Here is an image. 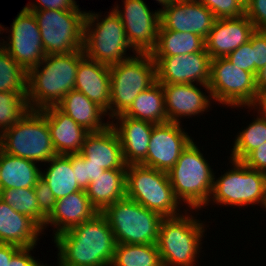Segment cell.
Listing matches in <instances>:
<instances>
[{
  "instance_id": "7a4b0ae2",
  "label": "cell",
  "mask_w": 266,
  "mask_h": 266,
  "mask_svg": "<svg viewBox=\"0 0 266 266\" xmlns=\"http://www.w3.org/2000/svg\"><path fill=\"white\" fill-rule=\"evenodd\" d=\"M83 50L46 55L27 72V103L30 110L56 106L74 90L79 59Z\"/></svg>"
},
{
  "instance_id": "8d00e7d4",
  "label": "cell",
  "mask_w": 266,
  "mask_h": 266,
  "mask_svg": "<svg viewBox=\"0 0 266 266\" xmlns=\"http://www.w3.org/2000/svg\"><path fill=\"white\" fill-rule=\"evenodd\" d=\"M72 169L75 171L76 182L79 187L85 190L91 181L105 172V169L100 165L87 163V158L83 157L80 153L71 154Z\"/></svg>"
},
{
  "instance_id": "e0dca14e",
  "label": "cell",
  "mask_w": 266,
  "mask_h": 266,
  "mask_svg": "<svg viewBox=\"0 0 266 266\" xmlns=\"http://www.w3.org/2000/svg\"><path fill=\"white\" fill-rule=\"evenodd\" d=\"M216 20L213 13L197 0H177L160 9V23L168 30L191 32L207 38Z\"/></svg>"
},
{
  "instance_id": "ab89813d",
  "label": "cell",
  "mask_w": 266,
  "mask_h": 266,
  "mask_svg": "<svg viewBox=\"0 0 266 266\" xmlns=\"http://www.w3.org/2000/svg\"><path fill=\"white\" fill-rule=\"evenodd\" d=\"M233 65H237L238 68L246 70L253 74V50H252V35L250 40L226 57Z\"/></svg>"
},
{
  "instance_id": "cb8c5ba5",
  "label": "cell",
  "mask_w": 266,
  "mask_h": 266,
  "mask_svg": "<svg viewBox=\"0 0 266 266\" xmlns=\"http://www.w3.org/2000/svg\"><path fill=\"white\" fill-rule=\"evenodd\" d=\"M47 118L51 140L57 154L80 153L89 133L57 106L42 109Z\"/></svg>"
},
{
  "instance_id": "9c48e42d",
  "label": "cell",
  "mask_w": 266,
  "mask_h": 266,
  "mask_svg": "<svg viewBox=\"0 0 266 266\" xmlns=\"http://www.w3.org/2000/svg\"><path fill=\"white\" fill-rule=\"evenodd\" d=\"M101 213L109 222L116 244H156L164 218L126 197Z\"/></svg>"
},
{
  "instance_id": "d4e9b609",
  "label": "cell",
  "mask_w": 266,
  "mask_h": 266,
  "mask_svg": "<svg viewBox=\"0 0 266 266\" xmlns=\"http://www.w3.org/2000/svg\"><path fill=\"white\" fill-rule=\"evenodd\" d=\"M42 228L30 217L14 211L0 199V244L20 248L36 246Z\"/></svg>"
},
{
  "instance_id": "b9f144b4",
  "label": "cell",
  "mask_w": 266,
  "mask_h": 266,
  "mask_svg": "<svg viewBox=\"0 0 266 266\" xmlns=\"http://www.w3.org/2000/svg\"><path fill=\"white\" fill-rule=\"evenodd\" d=\"M245 15L256 30L266 31V0H249L245 4Z\"/></svg>"
},
{
  "instance_id": "6da1fadb",
  "label": "cell",
  "mask_w": 266,
  "mask_h": 266,
  "mask_svg": "<svg viewBox=\"0 0 266 266\" xmlns=\"http://www.w3.org/2000/svg\"><path fill=\"white\" fill-rule=\"evenodd\" d=\"M61 266H111L116 241L106 217L93 218L53 238Z\"/></svg>"
},
{
  "instance_id": "c3c4849f",
  "label": "cell",
  "mask_w": 266,
  "mask_h": 266,
  "mask_svg": "<svg viewBox=\"0 0 266 266\" xmlns=\"http://www.w3.org/2000/svg\"><path fill=\"white\" fill-rule=\"evenodd\" d=\"M252 106H266V88L258 92V97Z\"/></svg>"
},
{
  "instance_id": "83f0119b",
  "label": "cell",
  "mask_w": 266,
  "mask_h": 266,
  "mask_svg": "<svg viewBox=\"0 0 266 266\" xmlns=\"http://www.w3.org/2000/svg\"><path fill=\"white\" fill-rule=\"evenodd\" d=\"M91 204L102 212L107 206L126 197V169L105 170L85 189Z\"/></svg>"
},
{
  "instance_id": "816d5d0a",
  "label": "cell",
  "mask_w": 266,
  "mask_h": 266,
  "mask_svg": "<svg viewBox=\"0 0 266 266\" xmlns=\"http://www.w3.org/2000/svg\"><path fill=\"white\" fill-rule=\"evenodd\" d=\"M39 266H49V265H47V263H45V265H44V263H41ZM51 266V265H50ZM53 266V265H52ZM56 266V265H55ZM57 266H61L58 262H57Z\"/></svg>"
},
{
  "instance_id": "d590c367",
  "label": "cell",
  "mask_w": 266,
  "mask_h": 266,
  "mask_svg": "<svg viewBox=\"0 0 266 266\" xmlns=\"http://www.w3.org/2000/svg\"><path fill=\"white\" fill-rule=\"evenodd\" d=\"M0 199L39 225V205L34 188L3 189L0 191Z\"/></svg>"
},
{
  "instance_id": "f5cc1de1",
  "label": "cell",
  "mask_w": 266,
  "mask_h": 266,
  "mask_svg": "<svg viewBox=\"0 0 266 266\" xmlns=\"http://www.w3.org/2000/svg\"><path fill=\"white\" fill-rule=\"evenodd\" d=\"M245 5L249 0H240Z\"/></svg>"
},
{
  "instance_id": "8fae6325",
  "label": "cell",
  "mask_w": 266,
  "mask_h": 266,
  "mask_svg": "<svg viewBox=\"0 0 266 266\" xmlns=\"http://www.w3.org/2000/svg\"><path fill=\"white\" fill-rule=\"evenodd\" d=\"M34 13L46 55L83 50L86 11L40 10Z\"/></svg>"
},
{
  "instance_id": "30bf717a",
  "label": "cell",
  "mask_w": 266,
  "mask_h": 266,
  "mask_svg": "<svg viewBox=\"0 0 266 266\" xmlns=\"http://www.w3.org/2000/svg\"><path fill=\"white\" fill-rule=\"evenodd\" d=\"M156 82L151 54H136L110 66V119L123 114L140 92Z\"/></svg>"
},
{
  "instance_id": "5bb4252c",
  "label": "cell",
  "mask_w": 266,
  "mask_h": 266,
  "mask_svg": "<svg viewBox=\"0 0 266 266\" xmlns=\"http://www.w3.org/2000/svg\"><path fill=\"white\" fill-rule=\"evenodd\" d=\"M113 11L119 16L127 41L137 54H150L156 47L160 27V8L151 11L144 0H123Z\"/></svg>"
},
{
  "instance_id": "3957f363",
  "label": "cell",
  "mask_w": 266,
  "mask_h": 266,
  "mask_svg": "<svg viewBox=\"0 0 266 266\" xmlns=\"http://www.w3.org/2000/svg\"><path fill=\"white\" fill-rule=\"evenodd\" d=\"M192 211L185 208L183 214L161 221L156 245L162 266H196L207 225Z\"/></svg>"
},
{
  "instance_id": "8992f818",
  "label": "cell",
  "mask_w": 266,
  "mask_h": 266,
  "mask_svg": "<svg viewBox=\"0 0 266 266\" xmlns=\"http://www.w3.org/2000/svg\"><path fill=\"white\" fill-rule=\"evenodd\" d=\"M126 198L131 199L164 218L183 214L167 172L142 164L127 165Z\"/></svg>"
},
{
  "instance_id": "44dd1931",
  "label": "cell",
  "mask_w": 266,
  "mask_h": 266,
  "mask_svg": "<svg viewBox=\"0 0 266 266\" xmlns=\"http://www.w3.org/2000/svg\"><path fill=\"white\" fill-rule=\"evenodd\" d=\"M110 66L83 55L79 59L74 90L101 106L110 120Z\"/></svg>"
},
{
  "instance_id": "4dcf8cb0",
  "label": "cell",
  "mask_w": 266,
  "mask_h": 266,
  "mask_svg": "<svg viewBox=\"0 0 266 266\" xmlns=\"http://www.w3.org/2000/svg\"><path fill=\"white\" fill-rule=\"evenodd\" d=\"M206 52L205 39L191 32H177L165 29L161 24L155 49L151 56L185 55Z\"/></svg>"
},
{
  "instance_id": "52a82bcc",
  "label": "cell",
  "mask_w": 266,
  "mask_h": 266,
  "mask_svg": "<svg viewBox=\"0 0 266 266\" xmlns=\"http://www.w3.org/2000/svg\"><path fill=\"white\" fill-rule=\"evenodd\" d=\"M0 149L38 164L44 162L46 166L57 153L44 112L29 109L16 124L0 134Z\"/></svg>"
},
{
  "instance_id": "f907efd6",
  "label": "cell",
  "mask_w": 266,
  "mask_h": 266,
  "mask_svg": "<svg viewBox=\"0 0 266 266\" xmlns=\"http://www.w3.org/2000/svg\"><path fill=\"white\" fill-rule=\"evenodd\" d=\"M158 1L157 3L161 4V6L164 8L167 5H169L173 0H156Z\"/></svg>"
},
{
  "instance_id": "74e56055",
  "label": "cell",
  "mask_w": 266,
  "mask_h": 266,
  "mask_svg": "<svg viewBox=\"0 0 266 266\" xmlns=\"http://www.w3.org/2000/svg\"><path fill=\"white\" fill-rule=\"evenodd\" d=\"M219 18H238L245 15V5L240 0H197Z\"/></svg>"
},
{
  "instance_id": "bcb514c9",
  "label": "cell",
  "mask_w": 266,
  "mask_h": 266,
  "mask_svg": "<svg viewBox=\"0 0 266 266\" xmlns=\"http://www.w3.org/2000/svg\"><path fill=\"white\" fill-rule=\"evenodd\" d=\"M20 249L12 244H0V266H9L10 259Z\"/></svg>"
},
{
  "instance_id": "7c38bea8",
  "label": "cell",
  "mask_w": 266,
  "mask_h": 266,
  "mask_svg": "<svg viewBox=\"0 0 266 266\" xmlns=\"http://www.w3.org/2000/svg\"><path fill=\"white\" fill-rule=\"evenodd\" d=\"M208 86L213 102L233 109L251 107L258 97L256 77L226 57L211 59Z\"/></svg>"
},
{
  "instance_id": "681fc988",
  "label": "cell",
  "mask_w": 266,
  "mask_h": 266,
  "mask_svg": "<svg viewBox=\"0 0 266 266\" xmlns=\"http://www.w3.org/2000/svg\"><path fill=\"white\" fill-rule=\"evenodd\" d=\"M246 109L248 108L250 110L254 109L255 111L266 121V106H251V107H245ZM251 108V109H250Z\"/></svg>"
},
{
  "instance_id": "ba28073f",
  "label": "cell",
  "mask_w": 266,
  "mask_h": 266,
  "mask_svg": "<svg viewBox=\"0 0 266 266\" xmlns=\"http://www.w3.org/2000/svg\"><path fill=\"white\" fill-rule=\"evenodd\" d=\"M228 171L217 178L214 174L213 190L208 201L219 206L250 207L260 205L266 211V173L250 169L242 161L230 159Z\"/></svg>"
},
{
  "instance_id": "603a6c76",
  "label": "cell",
  "mask_w": 266,
  "mask_h": 266,
  "mask_svg": "<svg viewBox=\"0 0 266 266\" xmlns=\"http://www.w3.org/2000/svg\"><path fill=\"white\" fill-rule=\"evenodd\" d=\"M98 213L91 204L85 190H80L57 200L54 210L46 218L42 231L49 227L54 228L55 236L65 232L80 223L90 220Z\"/></svg>"
},
{
  "instance_id": "e575fe53",
  "label": "cell",
  "mask_w": 266,
  "mask_h": 266,
  "mask_svg": "<svg viewBox=\"0 0 266 266\" xmlns=\"http://www.w3.org/2000/svg\"><path fill=\"white\" fill-rule=\"evenodd\" d=\"M26 96L27 93L0 92V134L29 111Z\"/></svg>"
},
{
  "instance_id": "836d02e7",
  "label": "cell",
  "mask_w": 266,
  "mask_h": 266,
  "mask_svg": "<svg viewBox=\"0 0 266 266\" xmlns=\"http://www.w3.org/2000/svg\"><path fill=\"white\" fill-rule=\"evenodd\" d=\"M0 92L27 93V72L1 45Z\"/></svg>"
},
{
  "instance_id": "ffe728a7",
  "label": "cell",
  "mask_w": 266,
  "mask_h": 266,
  "mask_svg": "<svg viewBox=\"0 0 266 266\" xmlns=\"http://www.w3.org/2000/svg\"><path fill=\"white\" fill-rule=\"evenodd\" d=\"M110 122L120 139L126 165L142 164L146 160L151 132L155 124L123 114L117 115Z\"/></svg>"
},
{
  "instance_id": "1f68e13d",
  "label": "cell",
  "mask_w": 266,
  "mask_h": 266,
  "mask_svg": "<svg viewBox=\"0 0 266 266\" xmlns=\"http://www.w3.org/2000/svg\"><path fill=\"white\" fill-rule=\"evenodd\" d=\"M111 266H162L156 244H116Z\"/></svg>"
},
{
  "instance_id": "f6af8a7d",
  "label": "cell",
  "mask_w": 266,
  "mask_h": 266,
  "mask_svg": "<svg viewBox=\"0 0 266 266\" xmlns=\"http://www.w3.org/2000/svg\"><path fill=\"white\" fill-rule=\"evenodd\" d=\"M35 247L20 248L10 259L9 266H39L41 261L31 254Z\"/></svg>"
},
{
  "instance_id": "7bdbcfd3",
  "label": "cell",
  "mask_w": 266,
  "mask_h": 266,
  "mask_svg": "<svg viewBox=\"0 0 266 266\" xmlns=\"http://www.w3.org/2000/svg\"><path fill=\"white\" fill-rule=\"evenodd\" d=\"M35 2H29L24 8L29 11L79 9V5L74 0H36Z\"/></svg>"
},
{
  "instance_id": "4fadbf2b",
  "label": "cell",
  "mask_w": 266,
  "mask_h": 266,
  "mask_svg": "<svg viewBox=\"0 0 266 266\" xmlns=\"http://www.w3.org/2000/svg\"><path fill=\"white\" fill-rule=\"evenodd\" d=\"M7 28L0 24L1 35L5 30L6 33H10L8 37L5 36L7 41L0 40V45L9 55L26 72L40 64L46 54L34 13L23 7L13 20L10 30Z\"/></svg>"
},
{
  "instance_id": "ac0fdd59",
  "label": "cell",
  "mask_w": 266,
  "mask_h": 266,
  "mask_svg": "<svg viewBox=\"0 0 266 266\" xmlns=\"http://www.w3.org/2000/svg\"><path fill=\"white\" fill-rule=\"evenodd\" d=\"M197 86L199 84H162L168 122L181 124V118L198 117L211 109L210 91L203 92Z\"/></svg>"
},
{
  "instance_id": "2e32d148",
  "label": "cell",
  "mask_w": 266,
  "mask_h": 266,
  "mask_svg": "<svg viewBox=\"0 0 266 266\" xmlns=\"http://www.w3.org/2000/svg\"><path fill=\"white\" fill-rule=\"evenodd\" d=\"M192 140L180 123L155 124L142 165L168 173Z\"/></svg>"
},
{
  "instance_id": "d6986e66",
  "label": "cell",
  "mask_w": 266,
  "mask_h": 266,
  "mask_svg": "<svg viewBox=\"0 0 266 266\" xmlns=\"http://www.w3.org/2000/svg\"><path fill=\"white\" fill-rule=\"evenodd\" d=\"M255 30L246 15L216 19L205 39V50L211 59L227 57L239 46L248 42Z\"/></svg>"
},
{
  "instance_id": "60d3db41",
  "label": "cell",
  "mask_w": 266,
  "mask_h": 266,
  "mask_svg": "<svg viewBox=\"0 0 266 266\" xmlns=\"http://www.w3.org/2000/svg\"><path fill=\"white\" fill-rule=\"evenodd\" d=\"M253 75L256 77L266 65V31L255 30L252 34Z\"/></svg>"
},
{
  "instance_id": "7402d4cb",
  "label": "cell",
  "mask_w": 266,
  "mask_h": 266,
  "mask_svg": "<svg viewBox=\"0 0 266 266\" xmlns=\"http://www.w3.org/2000/svg\"><path fill=\"white\" fill-rule=\"evenodd\" d=\"M80 154L87 158V163L100 165L105 170L127 168L120 139L111 125L102 131L88 133Z\"/></svg>"
},
{
  "instance_id": "f546056e",
  "label": "cell",
  "mask_w": 266,
  "mask_h": 266,
  "mask_svg": "<svg viewBox=\"0 0 266 266\" xmlns=\"http://www.w3.org/2000/svg\"><path fill=\"white\" fill-rule=\"evenodd\" d=\"M123 115L153 124L168 122L162 84L156 81L140 92Z\"/></svg>"
},
{
  "instance_id": "9a60e30c",
  "label": "cell",
  "mask_w": 266,
  "mask_h": 266,
  "mask_svg": "<svg viewBox=\"0 0 266 266\" xmlns=\"http://www.w3.org/2000/svg\"><path fill=\"white\" fill-rule=\"evenodd\" d=\"M156 63V81L161 84H199L210 91L211 58L207 52L185 55L152 56Z\"/></svg>"
},
{
  "instance_id": "f35d334b",
  "label": "cell",
  "mask_w": 266,
  "mask_h": 266,
  "mask_svg": "<svg viewBox=\"0 0 266 266\" xmlns=\"http://www.w3.org/2000/svg\"><path fill=\"white\" fill-rule=\"evenodd\" d=\"M34 193L39 205V226L43 229L46 218L54 210L57 199L49 186L41 178L34 186Z\"/></svg>"
},
{
  "instance_id": "5b68a950",
  "label": "cell",
  "mask_w": 266,
  "mask_h": 266,
  "mask_svg": "<svg viewBox=\"0 0 266 266\" xmlns=\"http://www.w3.org/2000/svg\"><path fill=\"white\" fill-rule=\"evenodd\" d=\"M107 13L102 17L101 12H86L83 51L87 58L111 66L128 60L137 53L127 41L119 16L113 9ZM128 50H132L133 55L129 56Z\"/></svg>"
},
{
  "instance_id": "484cf974",
  "label": "cell",
  "mask_w": 266,
  "mask_h": 266,
  "mask_svg": "<svg viewBox=\"0 0 266 266\" xmlns=\"http://www.w3.org/2000/svg\"><path fill=\"white\" fill-rule=\"evenodd\" d=\"M56 106L89 133L102 131L111 123H105L107 113L101 106L76 90L67 93Z\"/></svg>"
},
{
  "instance_id": "4316f807",
  "label": "cell",
  "mask_w": 266,
  "mask_h": 266,
  "mask_svg": "<svg viewBox=\"0 0 266 266\" xmlns=\"http://www.w3.org/2000/svg\"><path fill=\"white\" fill-rule=\"evenodd\" d=\"M36 162L13 156L0 149V191L3 189L34 188L41 178Z\"/></svg>"
},
{
  "instance_id": "ee69618b",
  "label": "cell",
  "mask_w": 266,
  "mask_h": 266,
  "mask_svg": "<svg viewBox=\"0 0 266 266\" xmlns=\"http://www.w3.org/2000/svg\"><path fill=\"white\" fill-rule=\"evenodd\" d=\"M242 162L250 169L266 173V142L251 151Z\"/></svg>"
},
{
  "instance_id": "7dc6e473",
  "label": "cell",
  "mask_w": 266,
  "mask_h": 266,
  "mask_svg": "<svg viewBox=\"0 0 266 266\" xmlns=\"http://www.w3.org/2000/svg\"><path fill=\"white\" fill-rule=\"evenodd\" d=\"M256 87L258 92L266 88V65L256 75Z\"/></svg>"
},
{
  "instance_id": "277c9868",
  "label": "cell",
  "mask_w": 266,
  "mask_h": 266,
  "mask_svg": "<svg viewBox=\"0 0 266 266\" xmlns=\"http://www.w3.org/2000/svg\"><path fill=\"white\" fill-rule=\"evenodd\" d=\"M211 167L193 138L168 172L176 198L195 213L206 207L211 197L216 174Z\"/></svg>"
},
{
  "instance_id": "d6a6232c",
  "label": "cell",
  "mask_w": 266,
  "mask_h": 266,
  "mask_svg": "<svg viewBox=\"0 0 266 266\" xmlns=\"http://www.w3.org/2000/svg\"><path fill=\"white\" fill-rule=\"evenodd\" d=\"M228 159L242 161L251 151L266 142V121L258 114L242 131H238Z\"/></svg>"
},
{
  "instance_id": "f1b7e54d",
  "label": "cell",
  "mask_w": 266,
  "mask_h": 266,
  "mask_svg": "<svg viewBox=\"0 0 266 266\" xmlns=\"http://www.w3.org/2000/svg\"><path fill=\"white\" fill-rule=\"evenodd\" d=\"M47 163L46 171L41 170V179L49 186L57 200L82 190L72 169L71 154H57Z\"/></svg>"
}]
</instances>
